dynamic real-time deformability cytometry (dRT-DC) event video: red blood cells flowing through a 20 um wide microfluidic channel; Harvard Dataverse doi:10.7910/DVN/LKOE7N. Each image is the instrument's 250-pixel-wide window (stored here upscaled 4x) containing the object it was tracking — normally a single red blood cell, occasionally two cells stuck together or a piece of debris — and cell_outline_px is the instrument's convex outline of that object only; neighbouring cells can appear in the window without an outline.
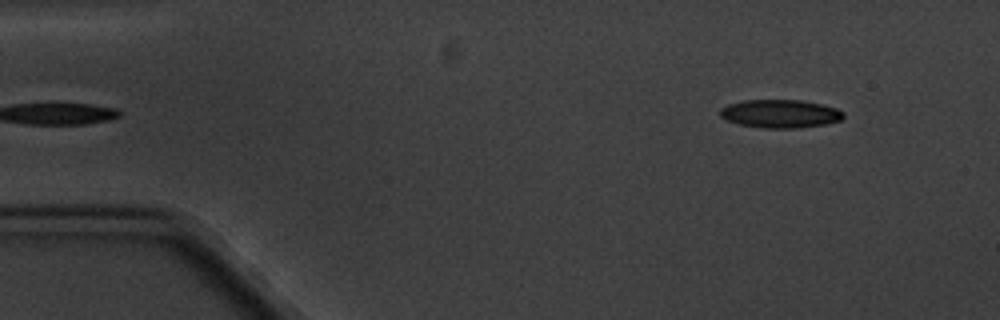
{"species": "common noctule bat (a hibernating species)", "species_latin": "Nyctalus noctula", "temperature_condition": "cold", "stored_images_in_passage": 5, "segment_of_instrument_passage": [1, 2], "camera_frame_rate_fps": 3000, "um_per_image_px": 0.085, "animal": {"sex": "male", "body_mass_g": 20.1, "forearm_length_mm": 53.5}, "frame": {"image": 1, "passage_image": 2, "time_ms": 1.333, "image_size_px": [1000, 320], "cell_outline_px": [[844, 116], [840, 120], [824, 124], [800, 128], [760, 128], [740, 124], [728, 120], [720, 116], [720, 108], [728, 104], [744, 100], [804, 100], [824, 104], [836, 108], [844, 112]], "centroid_in_image_um": [66.33, 9.66], "position_along_channel_um": 18.7, "area_um2": 20.4}}